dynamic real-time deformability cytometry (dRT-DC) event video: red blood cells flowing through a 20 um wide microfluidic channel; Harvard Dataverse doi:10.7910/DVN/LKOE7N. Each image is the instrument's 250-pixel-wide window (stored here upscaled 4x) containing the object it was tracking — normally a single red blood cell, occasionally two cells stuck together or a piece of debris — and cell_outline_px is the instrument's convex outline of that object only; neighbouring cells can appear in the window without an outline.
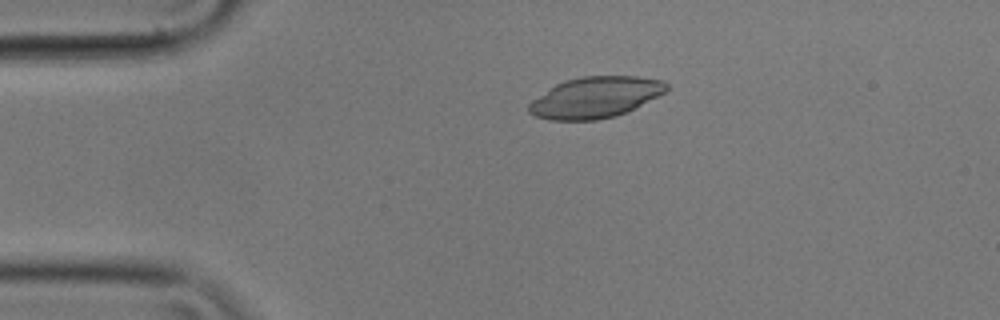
{"species": "common noctule bat (a hibernating species)", "species_latin": "Nyctalus noctula", "temperature_condition": "cold", "stored_images_in_passage": 21, "camera_frame_rate_fps": 3000, "um_per_image_px": 0.085, "animal": {"sex": "male", "body_mass_g": 17.9}, "frame": {"image": 1, "passage_image": 12, "time_ms": 3.667, "image_size_px": [1000, 320], "cell_outline_px": [[668, 88], [664, 92], [616, 116], [596, 120], [548, 120], [536, 116], [528, 112], [528, 104], [532, 100], [556, 84], [564, 80], [580, 76], [636, 76], [660, 80], [668, 84]], "centroid_in_image_um": [50.54, 8.27], "position_along_channel_um": 34.5, "area_um2": 32.48}}